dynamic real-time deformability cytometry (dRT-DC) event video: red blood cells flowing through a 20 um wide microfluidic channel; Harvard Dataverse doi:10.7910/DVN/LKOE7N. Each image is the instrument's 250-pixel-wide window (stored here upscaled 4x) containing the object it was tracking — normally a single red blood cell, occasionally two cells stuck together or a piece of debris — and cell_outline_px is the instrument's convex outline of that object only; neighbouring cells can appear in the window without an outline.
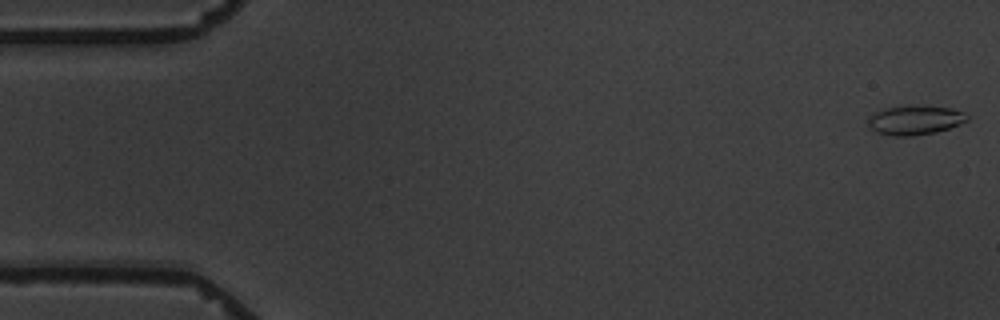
{"species": "common noctule bat (a hibernating species)", "species_latin": "Nyctalus noctula", "temperature_condition": "warm", "stored_images_in_passage": 4, "camera_frame_rate_fps": 3000, "um_per_image_px": 0.085, "animal": {"sex": "male", "body_mass_g": 19.5, "forearm_length_mm": 54.6}, "frame": {"image": 1, "passage_image": 1, "time_ms": 0.0, "image_size_px": [1000, 320], "cell_outline_px": [[968, 120], [960, 124], [936, 132], [912, 136], [892, 136], [876, 132], [868, 128], [868, 116], [884, 108], [900, 104], [916, 104], [952, 108], [964, 112], [968, 116]], "centroid_in_image_um": [77.74, 10.18], "position_along_channel_um": 7.3, "area_um2": 17.51}}
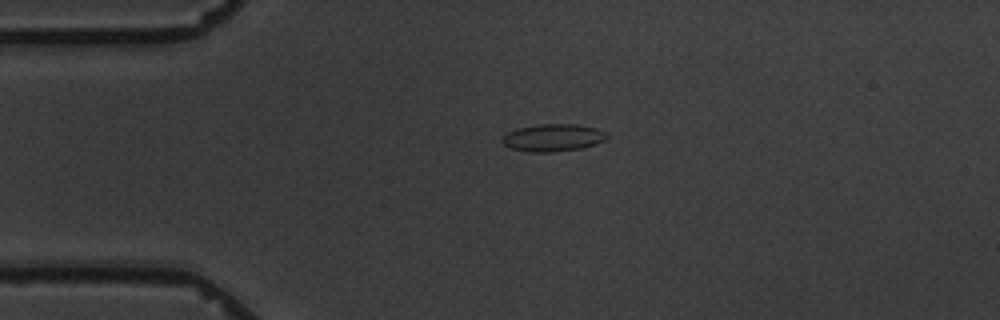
{"frame": {"image": 2, "passage_image": 3, "time_ms": 4.0, "image_size_px": [1000, 320], "cell_outline_px": [[608, 136], [604, 140], [596, 144], [580, 148], [552, 152], [528, 152], [512, 148], [504, 144], [500, 140], [500, 136], [516, 128], [540, 124], [576, 124], [596, 128], [604, 132]], "centroid_in_image_um": [46.96, 11.7], "position_along_channel_um": 38.0, "area_um2": 16.7}}